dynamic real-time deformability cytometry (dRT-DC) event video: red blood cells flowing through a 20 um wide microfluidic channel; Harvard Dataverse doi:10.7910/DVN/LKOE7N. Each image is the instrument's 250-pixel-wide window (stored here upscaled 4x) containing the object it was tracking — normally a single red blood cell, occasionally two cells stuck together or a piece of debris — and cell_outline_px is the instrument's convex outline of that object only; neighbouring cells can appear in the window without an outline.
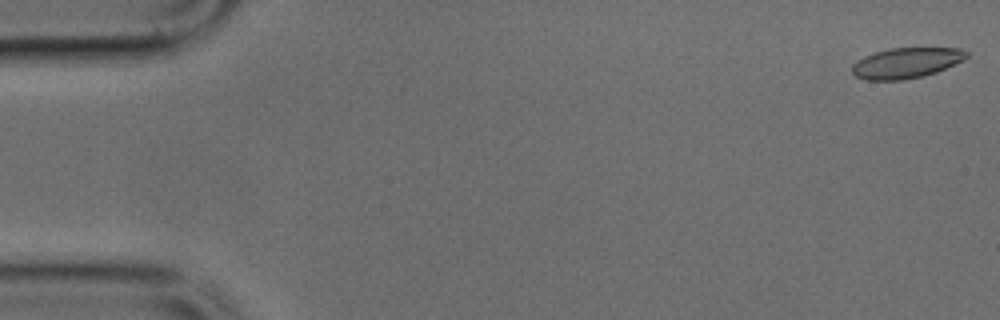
{"species": "common noctule bat (a hibernating species)", "species_latin": "Nyctalus noctula", "temperature_condition": "cold", "stored_images_in_passage": 49, "camera_frame_rate_fps": 3000, "um_per_image_px": 0.085, "animal": {"sex": "male", "body_mass_g": 17.9, "forearm_length_mm": 54.2}, "frame": {"image": 1, "passage_image": 1, "time_ms": 0.0, "image_size_px": [1000, 320], "cell_outline_px": [[968, 56], [964, 60], [936, 72], [924, 76], [904, 80], [868, 80], [856, 76], [852, 72], [852, 64], [864, 56], [888, 48], [960, 48], [968, 52]], "centroid_in_image_um": [77.04, 5.35], "position_along_channel_um": 8.0, "area_um2": 20.35}}
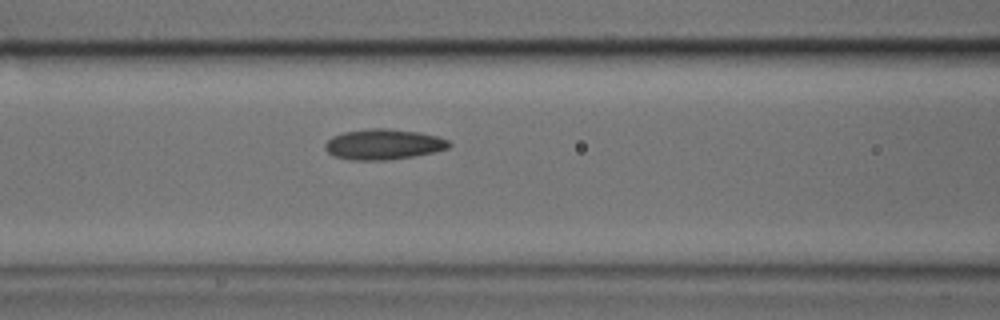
{"frame": {"image": 2, "passage_image": 20, "time_ms": 6.333, "image_size_px": [1000, 320], "cell_outline_px": [[452, 144], [448, 148], [436, 152], [388, 160], [348, 160], [332, 156], [324, 148], [324, 144], [332, 136], [344, 132], [368, 128], [388, 128], [420, 132], [436, 136], [448, 140]], "centroid_in_image_um": [32.57, 12.27], "position_along_channel_um": 134.0, "area_um2": 22.25}}
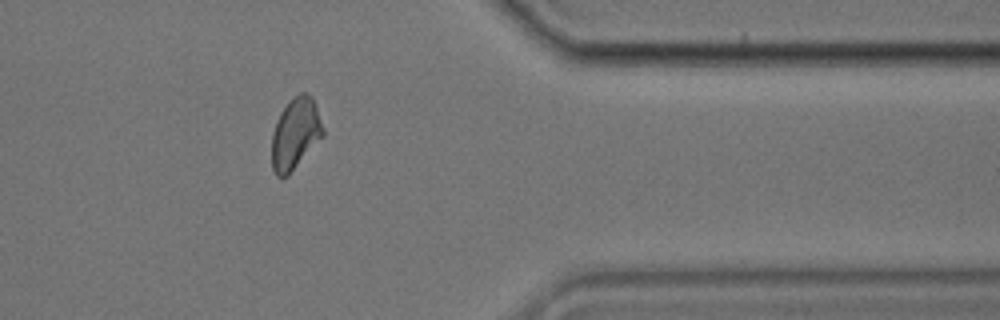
{"frame": {"image": 3, "passage_image": 40, "time_ms": 13.0, "image_size_px": [1000, 320], "cell_outline_px": [[324, 136], [288, 176], [276, 176], [272, 168], [272, 132], [276, 120], [280, 112], [300, 92], [304, 92], [312, 96], [316, 104], [324, 128]], "centroid_in_image_um": [25.12, 11.37], "position_along_channel_um": 386.3, "area_um2": 21.39}}